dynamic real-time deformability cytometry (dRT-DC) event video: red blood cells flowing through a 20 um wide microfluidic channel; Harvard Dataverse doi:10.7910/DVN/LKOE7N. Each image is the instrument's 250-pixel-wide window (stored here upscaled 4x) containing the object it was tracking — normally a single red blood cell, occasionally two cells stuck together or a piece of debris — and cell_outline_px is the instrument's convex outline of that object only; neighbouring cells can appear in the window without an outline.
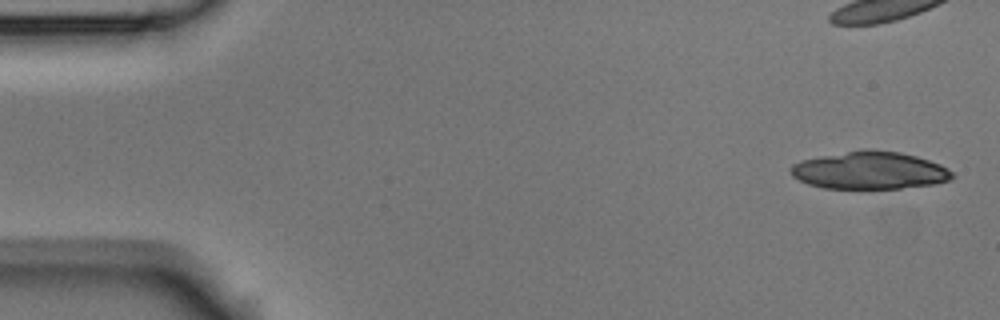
{"species": "Egyptian fruit bat (a non-hibernating species)", "species_latin": "Rousettus aegyptiacus", "temperature_condition": "room temperature", "stored_images_in_passage": 4, "camera_frame_rate_fps": 3000, "um_per_image_px": 0.085, "animal": {"sex": "male"}, "frame": {"image": 1, "passage_image": 1, "time_ms": 0.0, "image_size_px": [1000, 320], "cell_outline_px": [[956, 176], [952, 180], [936, 184], [868, 192], [824, 188], [808, 184], [792, 176], [788, 168], [792, 164], [800, 160], [820, 156], [864, 148], [900, 152], [916, 156], [940, 164], [948, 168]], "centroid_in_image_um": [73.92, 14.53], "position_along_channel_um": 11.1, "area_um2": 36.82}}